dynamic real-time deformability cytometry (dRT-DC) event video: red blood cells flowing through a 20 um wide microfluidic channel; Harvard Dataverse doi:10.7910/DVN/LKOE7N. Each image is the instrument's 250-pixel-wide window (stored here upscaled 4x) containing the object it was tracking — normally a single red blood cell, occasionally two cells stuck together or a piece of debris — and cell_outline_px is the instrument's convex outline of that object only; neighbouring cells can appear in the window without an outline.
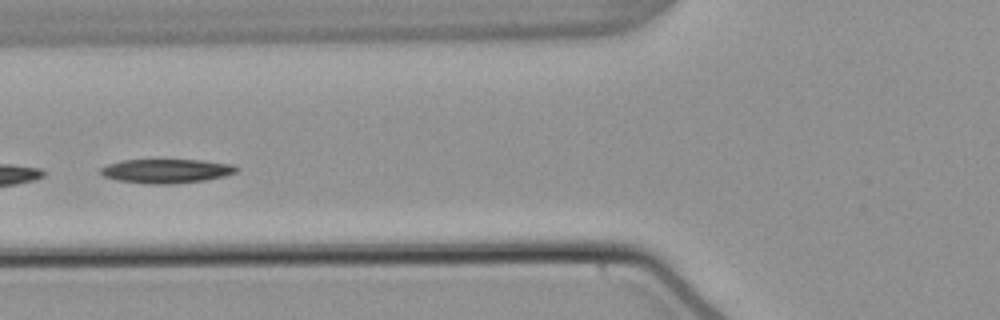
{"species": "common noctule bat (a hibernating species)", "species_latin": "Nyctalus noctula", "temperature_condition": "warm", "stored_images_in_passage": 52, "camera_frame_rate_fps": 3000, "um_per_image_px": 0.085, "animal": {"sex": "male", "body_mass_g": 21.5, "forearm_length_mm": 52.0}, "frame": {"image": 1, "passage_image": 21, "time_ms": 6.667, "image_size_px": [1000, 320], "cell_outline_px": [[240, 168], [236, 172], [224, 176], [204, 180], [172, 184], [144, 184], [116, 180], [104, 176], [96, 172], [100, 168], [108, 164], [120, 160], [204, 160], [232, 164]], "centroid_in_image_um": [14.1, 14.54], "position_along_channel_um": 111.7, "area_um2": 19.31}}
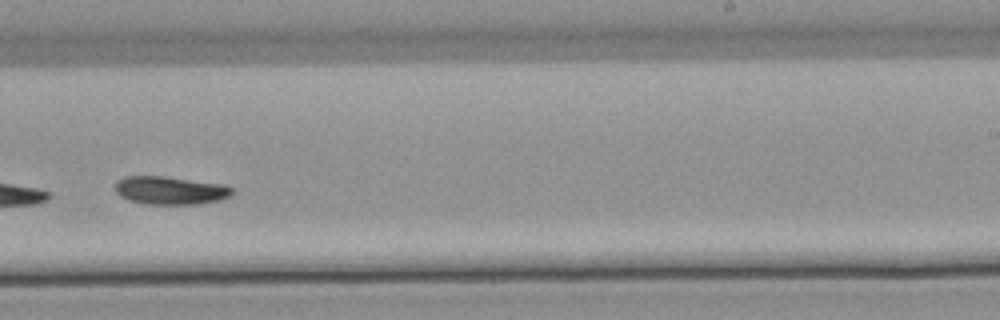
{"frame": {"image": 2, "passage_image": 34, "time_ms": 11.0, "image_size_px": [1000, 320], "cell_outline_px": [[232, 196], [220, 200], [196, 204], [144, 204], [128, 200], [120, 196], [116, 192], [116, 180], [124, 176], [164, 176], [224, 184], [232, 188]], "centroid_in_image_um": [14.46, 16.18], "position_along_channel_um": 274.5, "area_um2": 19.31}}
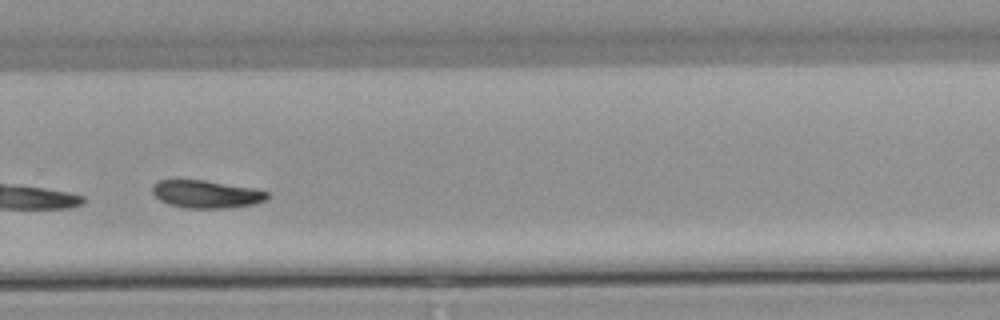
{"frame": {"image": 3, "passage_image": 37, "time_ms": 12.0, "image_size_px": [1000, 320], "cell_outline_px": [[268, 196], [264, 200], [256, 204], [232, 208], [184, 208], [168, 204], [160, 200], [152, 192], [152, 184], [160, 180], [204, 180], [256, 188], [268, 192]], "centroid_in_image_um": [17.55, 16.51], "position_along_channel_um": 312.3, "area_um2": 18.73}, "authors_computed_cell_mechanics": {"area_um2": 19.9121, "velocity_mm_per_s": 3.7667, "shape_relaxation_time_tau1_ms": 3.799, "shape_relaxation_time_tau2_ms": null, "deformation_change_tau1": 0.1283, "deformation_change_tau2": null}}